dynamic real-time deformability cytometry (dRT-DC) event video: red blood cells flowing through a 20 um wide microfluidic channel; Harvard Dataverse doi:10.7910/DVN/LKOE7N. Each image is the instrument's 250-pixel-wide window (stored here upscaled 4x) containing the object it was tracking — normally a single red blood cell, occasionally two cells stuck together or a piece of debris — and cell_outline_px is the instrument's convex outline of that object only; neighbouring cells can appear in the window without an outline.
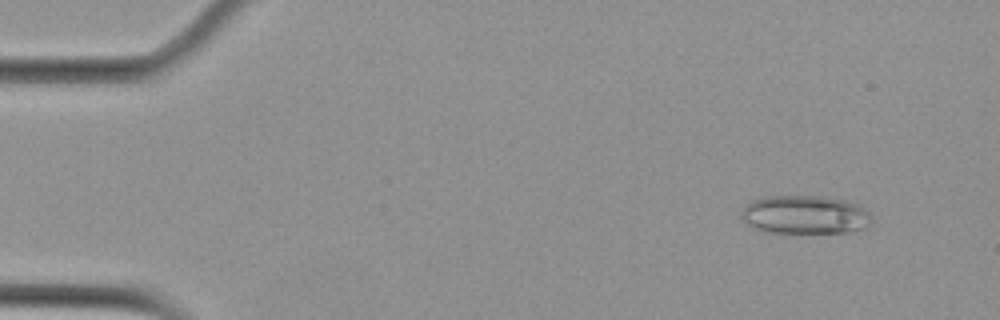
{"species": "Egyptian fruit bat (a non-hibernating species)", "species_latin": "Rousettus aegyptiacus", "temperature_condition": "cold", "stored_images_in_passage": 6, "camera_frame_rate_fps": 3000, "um_per_image_px": 0.085, "animal": {"sex": "female"}, "frame": {"image": 1, "passage_image": 2, "time_ms": 1.0, "image_size_px": [1000, 320], "cell_outline_px": [[872, 224], [864, 228], [848, 232], [768, 232], [756, 228], [748, 224], [740, 216], [740, 212], [752, 200], [764, 196], [820, 196], [844, 200], [860, 204], [872, 216]], "centroid_in_image_um": [68.46, 18.24], "position_along_channel_um": 16.5, "area_um2": 29.25}}